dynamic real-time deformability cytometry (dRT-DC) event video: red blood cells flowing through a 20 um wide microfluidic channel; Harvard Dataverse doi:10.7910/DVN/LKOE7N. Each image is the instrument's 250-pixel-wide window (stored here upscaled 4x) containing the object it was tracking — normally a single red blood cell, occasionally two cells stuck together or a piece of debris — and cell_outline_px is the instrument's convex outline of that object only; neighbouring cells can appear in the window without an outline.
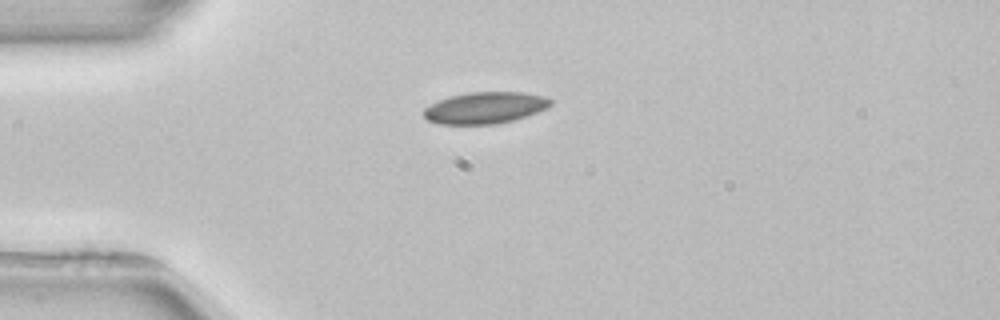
{"species": "common noctule bat (a hibernating species)", "species_latin": "Nyctalus noctula", "temperature_condition": "room temperature", "stored_images_in_passage": 1, "camera_frame_rate_fps": 3000, "um_per_image_px": 0.085, "animal": {"sex": "female", "body_mass_g": 22.7, "forearm_length_mm": 54.2}, "frame": {"image": 1, "passage_image": 1, "time_ms": 0.0, "image_size_px": [1000, 320], "cell_outline_px": [[552, 104], [548, 108], [512, 120], [496, 124], [436, 124], [428, 120], [424, 116], [424, 108], [448, 96], [472, 92], [520, 92], [544, 96], [552, 100]], "centroid_in_image_um": [41.22, 9.16], "position_along_channel_um": 43.8, "area_um2": 23.18}}